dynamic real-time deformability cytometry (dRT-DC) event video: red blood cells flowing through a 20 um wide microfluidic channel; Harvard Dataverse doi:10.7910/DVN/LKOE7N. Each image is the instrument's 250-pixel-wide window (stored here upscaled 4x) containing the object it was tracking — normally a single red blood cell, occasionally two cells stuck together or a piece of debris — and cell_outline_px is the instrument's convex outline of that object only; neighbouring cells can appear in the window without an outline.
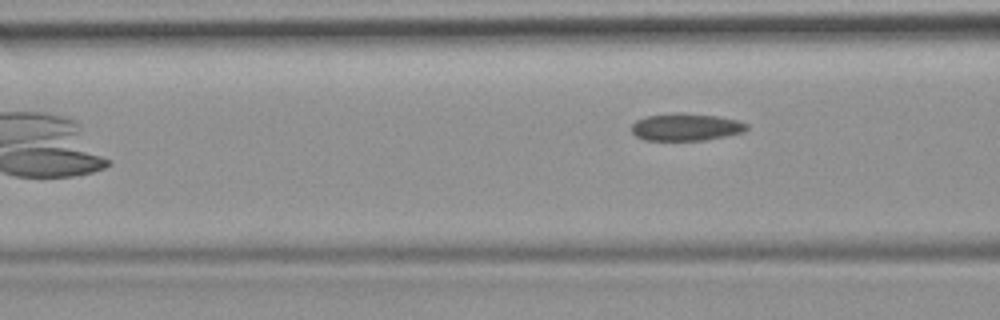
{"species": "common noctule bat (a hibernating species)", "species_latin": "Nyctalus noctula", "temperature_condition": "room temperature", "stored_images_in_passage": 4, "camera_frame_rate_fps": 3000, "um_per_image_px": 0.085, "animal": {"sex": "female", "body_mass_g": 19.9}, "frame": {"image": 1, "passage_image": 4, "time_ms": 3.667, "image_size_px": [1000, 320], "cell_outline_px": [[748, 128], [744, 132], [704, 140], [644, 140], [636, 136], [632, 132], [632, 124], [636, 120], [648, 116], [716, 116], [736, 120], [748, 124]], "centroid_in_image_um": [58.31, 10.86], "position_along_channel_um": 108.3, "area_um2": 17.22}}